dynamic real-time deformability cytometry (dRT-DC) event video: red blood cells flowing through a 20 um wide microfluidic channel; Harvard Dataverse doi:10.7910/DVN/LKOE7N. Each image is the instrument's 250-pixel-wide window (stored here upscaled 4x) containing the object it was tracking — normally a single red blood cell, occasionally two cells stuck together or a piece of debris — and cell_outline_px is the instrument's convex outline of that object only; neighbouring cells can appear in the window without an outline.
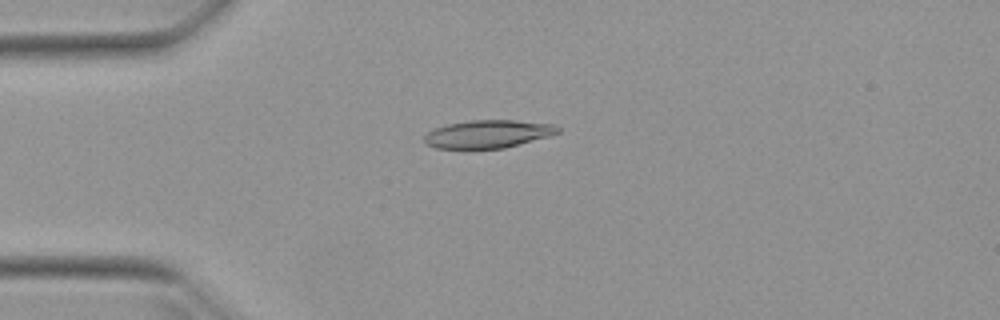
{"species": "Egyptian fruit bat (a non-hibernating species)", "species_latin": "Rousettus aegyptiacus", "temperature_condition": "warm", "stored_images_in_passage": 43, "camera_frame_rate_fps": 3000, "um_per_image_px": 0.085, "animal": {"sex": "female"}, "frame": {"image": 1, "passage_image": 5, "time_ms": 1.333, "image_size_px": [1000, 320], "cell_outline_px": [[560, 132], [552, 136], [504, 148], [436, 148], [428, 144], [424, 140], [424, 136], [428, 132], [436, 128], [448, 124], [472, 120], [512, 120], [552, 124], [560, 128]], "centroid_in_image_um": [41.53, 11.39], "position_along_channel_um": 43.5, "area_um2": 21.56}}
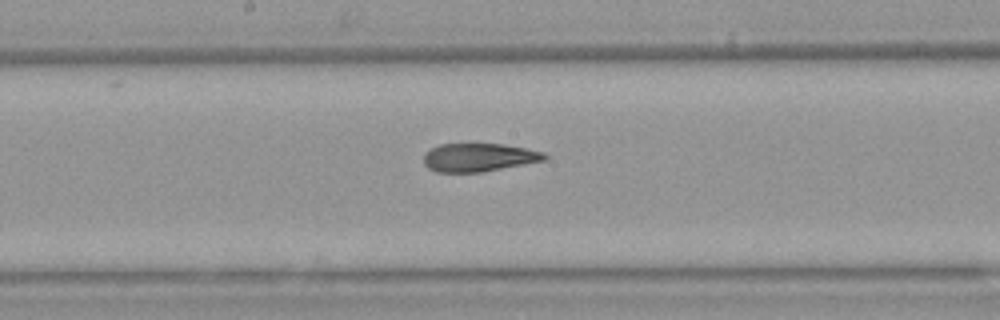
{"frame": {"image": 2, "passage_image": 19, "time_ms": 6.0, "image_size_px": [1000, 320], "cell_outline_px": [[548, 160], [480, 172], [436, 172], [428, 168], [424, 164], [424, 152], [440, 144], [504, 144], [544, 152], [548, 156]], "centroid_in_image_um": [40.71, 13.38], "position_along_channel_um": 207.5, "area_um2": 19.94}}
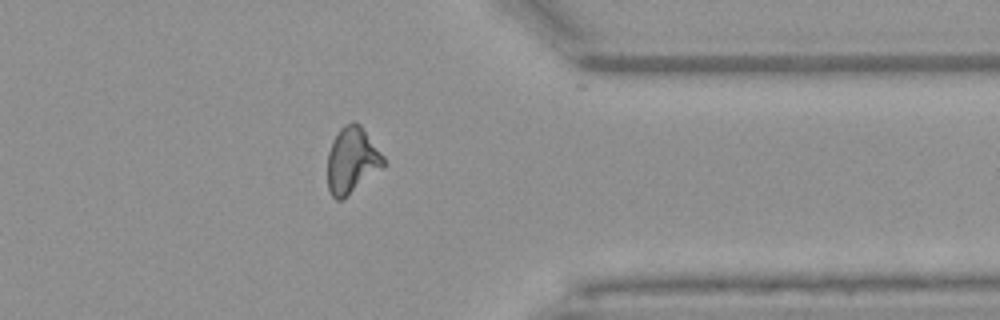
{"frame": {"image": 3, "passage_image": 33, "time_ms": 10.667, "image_size_px": [1000, 320], "cell_outline_px": [[384, 164], [340, 200], [336, 200], [332, 196], [328, 188], [328, 152], [332, 140], [340, 128], [344, 124], [352, 120], [356, 120], [360, 124], [384, 156]], "centroid_in_image_um": [29.87, 13.54], "position_along_channel_um": 381.5, "area_um2": 20.98}, "authors_computed_cell_mechanics": {"area_um2": 20.9814, "velocity_mm_per_s": 3.9599, "shape_relaxation_time_tau1_ms": null, "shape_relaxation_time_tau2_ms": 3.1053, "deformation_change_tau1": null, "deformation_change_tau2": 0.1049}}